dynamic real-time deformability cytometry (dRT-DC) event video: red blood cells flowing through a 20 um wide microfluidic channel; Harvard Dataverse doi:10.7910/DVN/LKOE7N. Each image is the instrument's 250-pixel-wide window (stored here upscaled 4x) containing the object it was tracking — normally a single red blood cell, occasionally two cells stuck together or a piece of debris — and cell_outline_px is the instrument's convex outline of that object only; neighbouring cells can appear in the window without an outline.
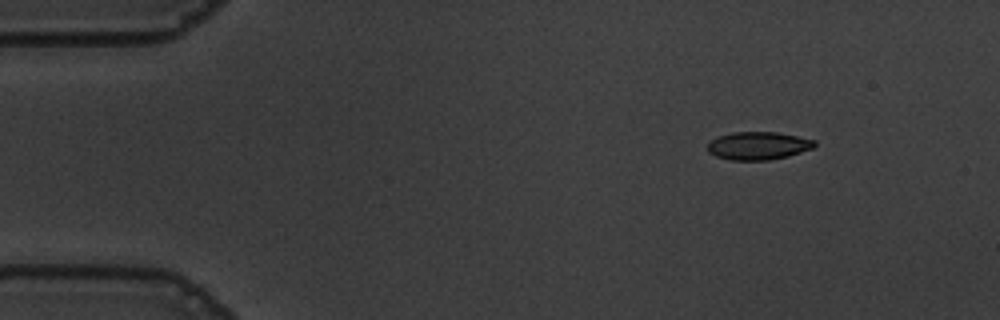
{"species": "common noctule bat (a hibernating species)", "species_latin": "Nyctalus noctula", "temperature_condition": "warm", "stored_images_in_passage": 50, "camera_frame_rate_fps": 3000, "um_per_image_px": 0.085, "animal": {"sex": "male", "body_mass_g": 19.5, "forearm_length_mm": 54.6}, "frame": {"image": 1, "passage_image": 1, "time_ms": 0.0, "image_size_px": [1000, 320], "cell_outline_px": [[816, 144], [812, 148], [788, 156], [768, 160], [728, 160], [716, 156], [708, 152], [708, 144], [712, 140], [720, 136], [732, 132], [776, 132], [816, 140]], "centroid_in_image_um": [64.44, 12.39], "position_along_channel_um": 20.6, "area_um2": 17.28}}
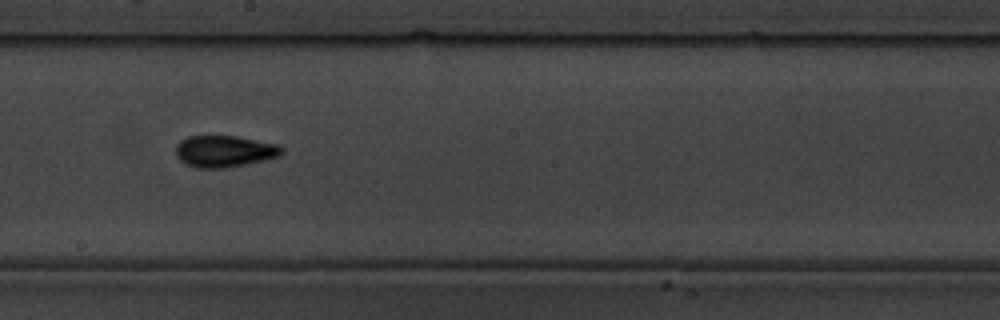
{"frame": {"image": 2, "passage_image": 25, "time_ms": 8.0, "image_size_px": [1000, 320], "cell_outline_px": [[284, 152], [280, 156], [264, 160], [224, 168], [196, 168], [184, 164], [176, 156], [176, 144], [180, 140], [188, 136], [236, 136], [276, 144], [284, 148]], "centroid_in_image_um": [19.05, 12.86], "position_along_channel_um": 229.2, "area_um2": 19.59}}
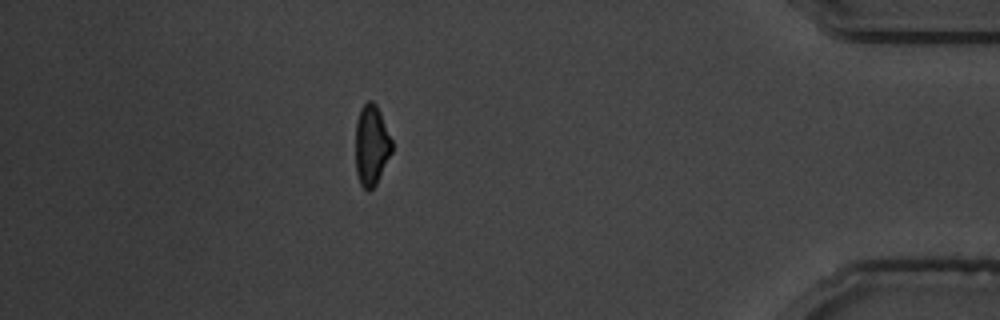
{"frame": {"image": 3, "passage_image": 43, "time_ms": 14.0, "image_size_px": [1000, 320], "cell_outline_px": [[392, 152], [376, 184], [368, 192], [360, 184], [356, 172], [356, 120], [360, 108], [368, 100], [372, 100], [376, 104], [380, 112], [392, 140]], "centroid_in_image_um": [31.57, 12.33], "position_along_channel_um": 403.6, "area_um2": 17.11}, "authors_computed_cell_mechanics": {"area_um2": 17.8313, "velocity_mm_per_s": 3.6527, "shape_relaxation_time_tau1_ms": 3.5132, "shape_relaxation_time_tau2_ms": 4.11, "deformation_change_tau1": 0.1432, "deformation_change_tau2": 0.1106}}